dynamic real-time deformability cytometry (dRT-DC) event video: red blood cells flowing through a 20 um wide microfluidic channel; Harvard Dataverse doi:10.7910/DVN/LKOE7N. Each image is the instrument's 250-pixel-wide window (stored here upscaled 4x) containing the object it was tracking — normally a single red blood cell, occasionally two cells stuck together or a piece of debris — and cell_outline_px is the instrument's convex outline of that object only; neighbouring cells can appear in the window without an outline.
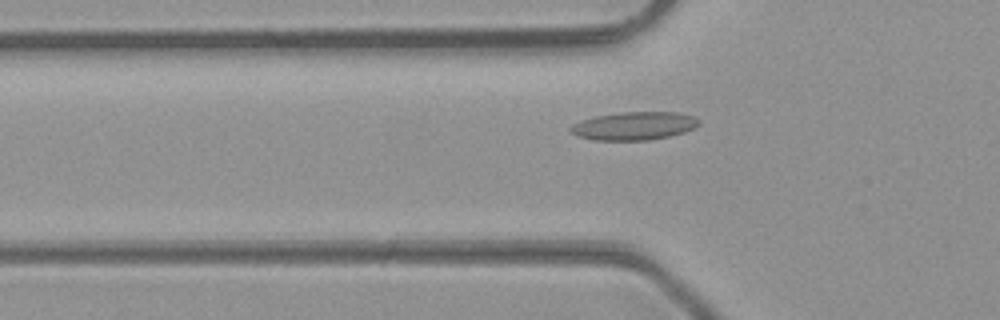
{"species": "common noctule bat (a hibernating species)", "species_latin": "Nyctalus noctula", "temperature_condition": "room temperature", "stored_images_in_passage": 38, "camera_frame_rate_fps": 3000, "um_per_image_px": 0.085, "animal": {"sex": "male", "body_mass_g": 23.1, "forearm_length_mm": 52.7}, "frame": {"image": 1, "passage_image": 6, "time_ms": 1.667, "image_size_px": [1000, 320], "cell_outline_px": [[700, 124], [696, 128], [684, 132], [668, 136], [648, 140], [596, 140], [576, 136], [568, 132], [568, 128], [572, 124], [596, 116], [620, 112], [680, 112], [696, 116], [700, 120]], "centroid_in_image_um": [53.92, 10.69], "position_along_channel_um": 71.9, "area_um2": 21.27}}
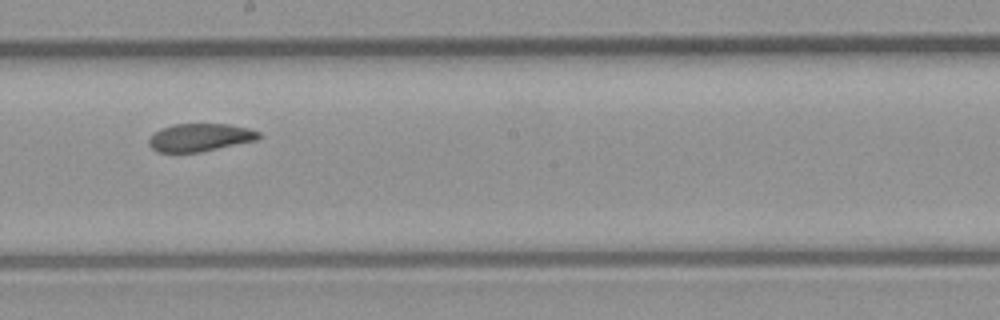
{"frame": {"image": 2, "passage_image": 17, "time_ms": 5.333, "image_size_px": [1000, 320], "cell_outline_px": [[260, 136], [256, 140], [200, 152], [156, 152], [148, 144], [148, 140], [160, 128], [172, 124], [228, 124], [248, 128], [260, 132]], "centroid_in_image_um": [16.97, 11.68], "position_along_channel_um": 231.2, "area_um2": 17.74}}
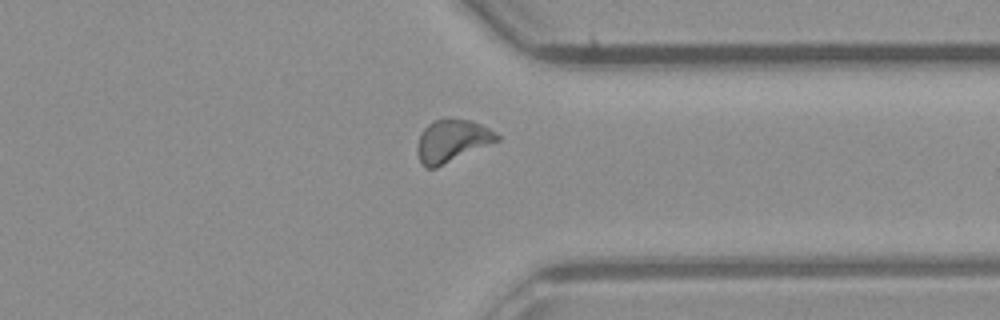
{"frame": {"image": 3, "passage_image": 27, "time_ms": 8.667, "image_size_px": [1000, 320], "cell_outline_px": [[500, 140], [436, 168], [428, 168], [420, 160], [416, 152], [416, 148], [420, 136], [424, 128], [432, 120], [444, 116], [472, 120], [496, 132], [500, 136]], "centroid_in_image_um": [38.43, 11.93], "position_along_channel_um": 373.0, "area_um2": 20.0}, "authors_computed_cell_mechanics": {"area_um2": 18.785, "velocity_mm_per_s": 4.3095, "shape_relaxation_time_tau1_ms": null, "shape_relaxation_time_tau2_ms": 6.2495, "deformation_change_tau1": null, "deformation_change_tau2": 0.1199}}